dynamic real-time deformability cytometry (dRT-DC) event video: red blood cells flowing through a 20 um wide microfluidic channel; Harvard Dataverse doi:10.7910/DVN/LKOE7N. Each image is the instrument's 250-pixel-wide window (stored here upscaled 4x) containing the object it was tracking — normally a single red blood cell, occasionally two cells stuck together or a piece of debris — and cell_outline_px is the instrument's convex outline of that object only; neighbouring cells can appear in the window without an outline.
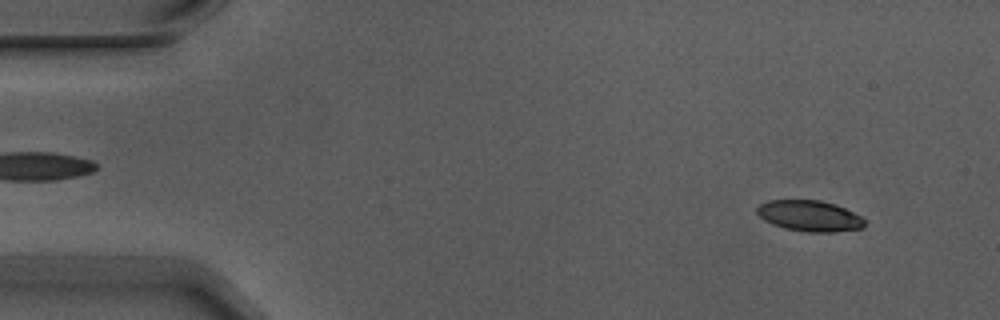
{"species": "Egyptian fruit bat (a non-hibernating species)", "species_latin": "Rousettus aegyptiacus", "temperature_condition": "warm", "stored_images_in_passage": 4, "camera_frame_rate_fps": 3000, "um_per_image_px": 0.085, "animal": {"sex": "male"}, "frame": {"image": 1, "passage_image": 4, "time_ms": 1.0, "image_size_px": [1000, 320], "cell_outline_px": [[864, 228], [832, 232], [808, 232], [784, 228], [772, 224], [764, 220], [756, 212], [756, 208], [760, 204], [768, 200], [820, 200], [836, 204], [860, 216], [864, 220]], "centroid_in_image_um": [68.79, 18.35], "position_along_channel_um": 16.2, "area_um2": 19.36}}